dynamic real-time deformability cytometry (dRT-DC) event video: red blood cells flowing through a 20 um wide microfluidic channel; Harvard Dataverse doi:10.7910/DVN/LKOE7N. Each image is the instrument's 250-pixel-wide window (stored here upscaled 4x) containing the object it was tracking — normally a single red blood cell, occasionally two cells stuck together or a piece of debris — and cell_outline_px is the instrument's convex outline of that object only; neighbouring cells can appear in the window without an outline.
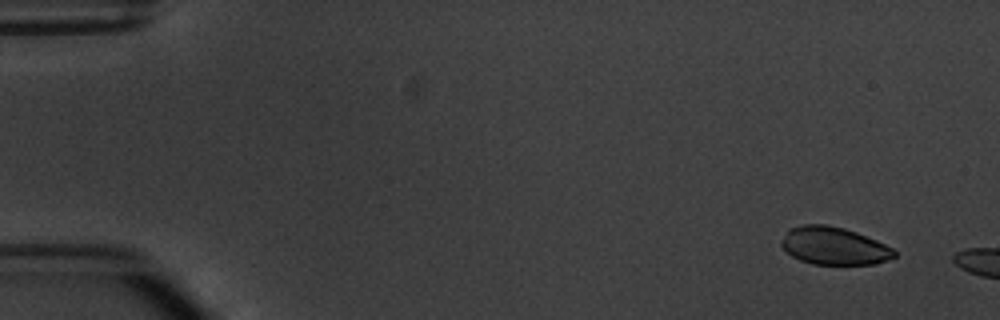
{"species": "common noctule bat (a hibernating species)", "species_latin": "Nyctalus noctula", "temperature_condition": "warm", "stored_images_in_passage": 6, "segment_of_instrument_passage": [2, 2], "camera_frame_rate_fps": 3000, "um_per_image_px": 0.085, "animal": {"sex": "male", "body_mass_g": 20.1, "forearm_length_mm": 53.5}, "frame": {"image": 1, "passage_image": 6, "time_ms": 6.667, "image_size_px": [1000, 320], "cell_outline_px": [[896, 256], [876, 264], [812, 264], [800, 260], [792, 256], [780, 244], [780, 240], [788, 228], [804, 224], [824, 224], [844, 228], [856, 232], [876, 240], [892, 248], [896, 252]], "centroid_in_image_um": [70.85, 20.89], "position_along_channel_um": 14.1, "area_um2": 24.8}}